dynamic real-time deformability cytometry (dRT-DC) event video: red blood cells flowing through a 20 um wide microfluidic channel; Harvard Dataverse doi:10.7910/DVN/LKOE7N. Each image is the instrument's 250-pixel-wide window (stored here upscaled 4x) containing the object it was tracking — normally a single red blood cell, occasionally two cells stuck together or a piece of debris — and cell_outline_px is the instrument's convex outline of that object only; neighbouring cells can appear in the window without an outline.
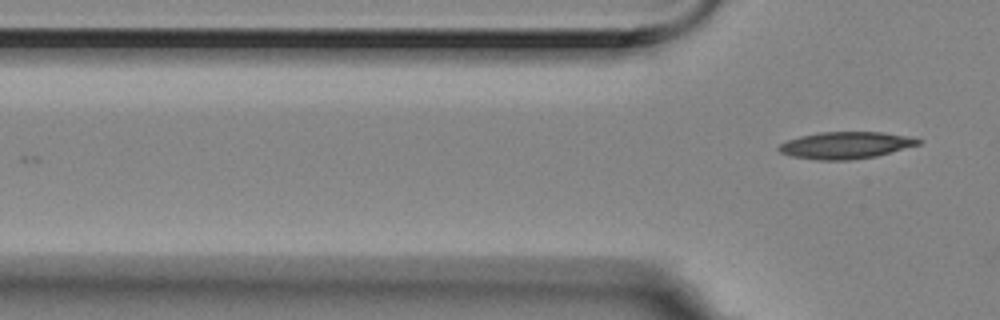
{"species": "Egyptian fruit bat (a non-hibernating species)", "species_latin": "Rousettus aegyptiacus", "temperature_condition": "room temperature", "stored_images_in_passage": 4, "camera_frame_rate_fps": 3000, "um_per_image_px": 0.085, "animal": {"sex": "female"}, "frame": {"image": 1, "passage_image": 4, "time_ms": 1.0, "image_size_px": [1000, 320], "cell_outline_px": [[920, 144], [876, 156], [852, 160], [816, 160], [792, 156], [780, 152], [776, 148], [780, 144], [788, 140], [800, 136], [820, 132], [880, 132], [904, 136], [920, 140]], "centroid_in_image_um": [71.82, 12.35], "position_along_channel_um": 54.0, "area_um2": 21.62}}